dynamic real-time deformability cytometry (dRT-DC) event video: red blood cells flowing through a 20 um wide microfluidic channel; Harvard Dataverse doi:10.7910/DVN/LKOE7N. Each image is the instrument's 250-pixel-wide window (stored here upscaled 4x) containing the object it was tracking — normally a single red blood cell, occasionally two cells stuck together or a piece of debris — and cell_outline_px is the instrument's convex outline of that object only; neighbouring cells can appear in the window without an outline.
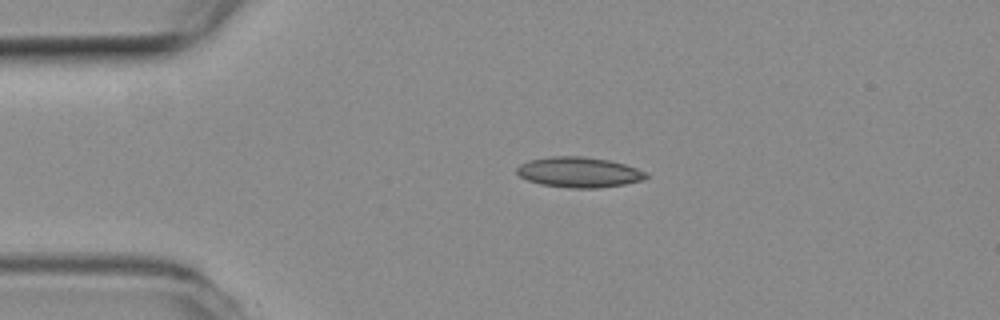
{"species": "common noctule bat (a hibernating species)", "species_latin": "Nyctalus noctula", "temperature_condition": "room temperature", "stored_images_in_passage": 4, "camera_frame_rate_fps": 3000, "um_per_image_px": 0.085, "animal": {"sex": "female", "body_mass_g": 19.3, "forearm_length_mm": 54.1}, "frame": {"image": 1, "passage_image": 4, "time_ms": 1.0, "image_size_px": [1000, 320], "cell_outline_px": [[648, 176], [644, 180], [624, 184], [600, 188], [572, 188], [540, 184], [528, 180], [520, 176], [516, 172], [516, 168], [520, 164], [528, 160], [552, 156], [584, 156], [608, 160], [624, 164], [648, 172]], "centroid_in_image_um": [49.22, 14.64], "position_along_channel_um": 35.8, "area_um2": 22.95}}